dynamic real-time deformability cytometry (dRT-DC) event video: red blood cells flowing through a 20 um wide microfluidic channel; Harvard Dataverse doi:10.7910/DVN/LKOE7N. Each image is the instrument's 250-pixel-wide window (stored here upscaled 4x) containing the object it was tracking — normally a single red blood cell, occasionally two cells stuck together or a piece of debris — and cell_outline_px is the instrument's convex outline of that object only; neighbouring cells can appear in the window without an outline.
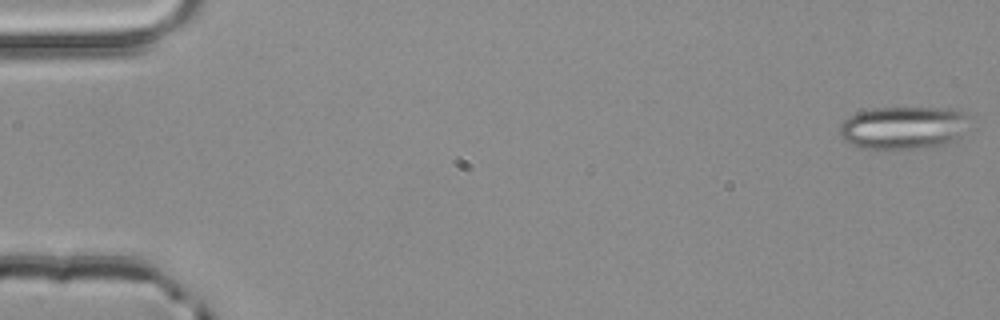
{"species": "common noctule bat (a hibernating species)", "species_latin": "Nyctalus noctula", "temperature_condition": "room temperature", "stored_images_in_passage": 4, "camera_frame_rate_fps": 3000, "um_per_image_px": 0.085, "animal": {"sex": "male", "body_mass_g": 20.4}, "frame": {"image": 1, "passage_image": 1, "time_ms": 0.0, "image_size_px": [1000, 320], "cell_outline_px": [[968, 120], [956, 136], [948, 144], [932, 148], [888, 152], [856, 148], [844, 140], [840, 136], [840, 124], [844, 120], [856, 112], [876, 108], [960, 108], [968, 112]], "centroid_in_image_um": [76.74, 10.9], "position_along_channel_um": 8.3, "area_um2": 33.52}}